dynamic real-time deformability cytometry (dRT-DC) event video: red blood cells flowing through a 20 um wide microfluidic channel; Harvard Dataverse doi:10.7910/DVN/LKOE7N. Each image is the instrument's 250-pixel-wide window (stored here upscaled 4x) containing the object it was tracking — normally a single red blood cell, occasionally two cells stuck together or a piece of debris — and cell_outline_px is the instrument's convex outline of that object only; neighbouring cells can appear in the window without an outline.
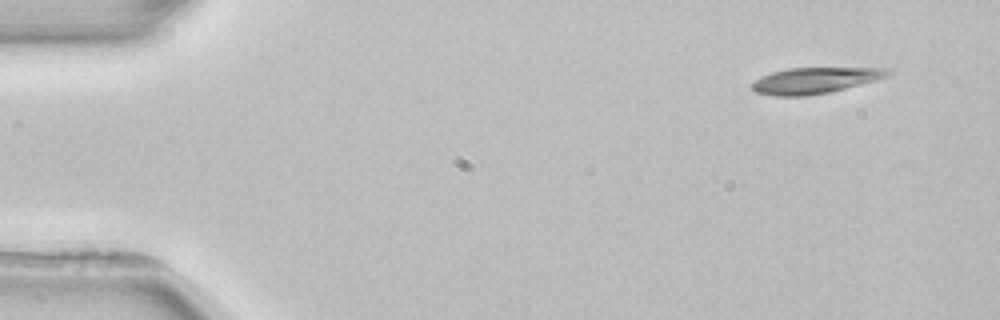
{"species": "common noctule bat (a hibernating species)", "species_latin": "Nyctalus noctula", "temperature_condition": "room temperature", "stored_images_in_passage": 4, "camera_frame_rate_fps": 3000, "um_per_image_px": 0.085, "animal": {"sex": "female", "body_mass_g": 22.7, "forearm_length_mm": 54.2}, "frame": {"image": 1, "passage_image": 1, "time_ms": 0.0, "image_size_px": [1000, 320], "cell_outline_px": [[892, 72], [888, 76], [876, 80], [828, 92], [808, 96], [776, 96], [756, 92], [748, 84], [752, 80], [772, 72], [788, 68], [884, 68]], "centroid_in_image_um": [69.19, 6.84], "position_along_channel_um": 15.8, "area_um2": 20.52}}
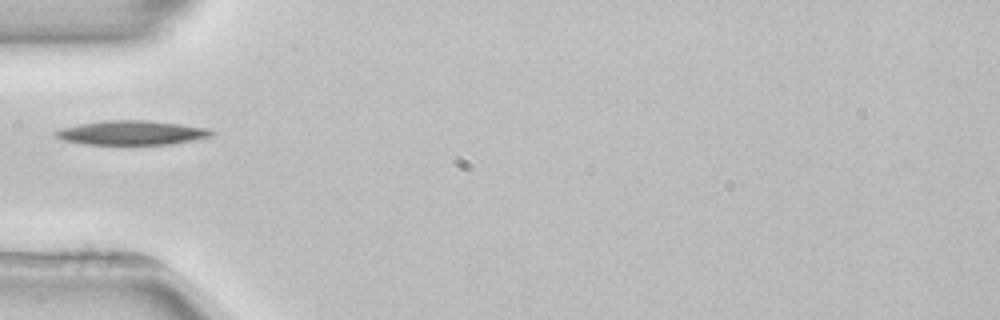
{"frame": {"image": 2, "passage_image": 4, "time_ms": 4.333, "image_size_px": [1000, 320], "cell_outline_px": [[216, 132], [212, 136], [172, 144], [84, 144], [64, 140], [56, 136], [52, 132], [60, 128], [80, 124], [104, 120], [144, 120], [208, 128]], "centroid_in_image_um": [11.17, 11.28], "position_along_channel_um": 73.8, "area_um2": 21.85}}